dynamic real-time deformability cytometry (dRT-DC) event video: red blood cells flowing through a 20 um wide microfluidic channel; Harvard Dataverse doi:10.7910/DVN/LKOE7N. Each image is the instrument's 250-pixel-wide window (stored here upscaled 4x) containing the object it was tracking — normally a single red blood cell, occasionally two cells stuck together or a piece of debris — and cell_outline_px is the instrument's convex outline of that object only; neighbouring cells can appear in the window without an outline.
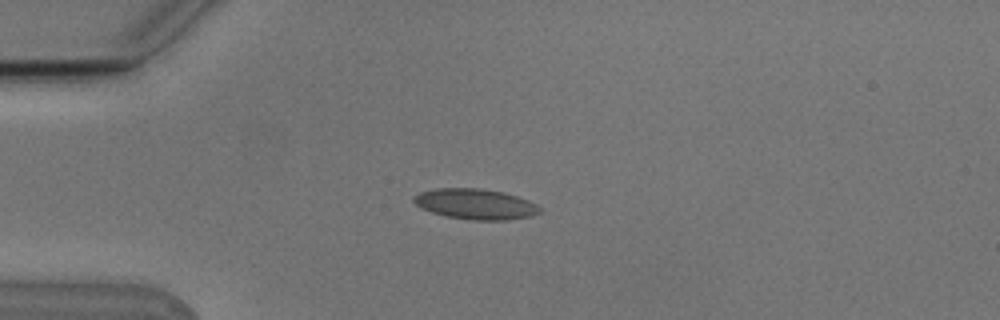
{"species": "Egyptian fruit bat (a non-hibernating species)", "species_latin": "Rousettus aegyptiacus", "temperature_condition": "cold", "stored_images_in_passage": 6, "camera_frame_rate_fps": 3000, "um_per_image_px": 0.085, "animal": {"sex": "male"}, "frame": {"image": 1, "passage_image": 4, "time_ms": 1.0, "image_size_px": [1000, 320], "cell_outline_px": [[544, 208], [540, 212], [532, 216], [508, 220], [472, 220], [448, 216], [432, 212], [420, 208], [412, 200], [412, 196], [420, 192], [436, 188], [480, 188], [504, 192], [528, 200]], "centroid_in_image_um": [40.43, 17.34], "position_along_channel_um": 44.6, "area_um2": 22.54}}